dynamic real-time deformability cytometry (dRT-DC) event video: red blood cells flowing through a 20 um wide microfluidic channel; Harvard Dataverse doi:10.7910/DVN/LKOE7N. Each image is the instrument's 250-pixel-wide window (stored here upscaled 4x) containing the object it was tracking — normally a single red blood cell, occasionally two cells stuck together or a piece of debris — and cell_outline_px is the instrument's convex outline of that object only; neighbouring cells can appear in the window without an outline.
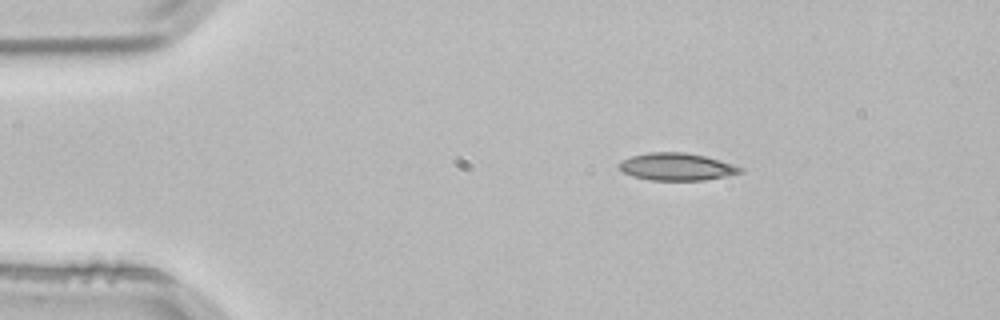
{"species": "common noctule bat (a hibernating species)", "species_latin": "Nyctalus noctula", "temperature_condition": "room temperature", "stored_images_in_passage": 2, "camera_frame_rate_fps": 3000, "um_per_image_px": 0.085, "animal": {"sex": "male", "body_mass_g": 21.5, "forearm_length_mm": 52.0}, "frame": {"image": 1, "passage_image": 1, "time_ms": 0.0, "image_size_px": [1000, 320], "cell_outline_px": [[744, 172], [728, 176], [704, 180], [648, 180], [632, 176], [616, 168], [616, 164], [620, 160], [632, 156], [648, 152], [684, 152], [704, 156], [732, 164], [744, 168]], "centroid_in_image_um": [57.47, 14.18], "position_along_channel_um": 27.5, "area_um2": 19.54}}